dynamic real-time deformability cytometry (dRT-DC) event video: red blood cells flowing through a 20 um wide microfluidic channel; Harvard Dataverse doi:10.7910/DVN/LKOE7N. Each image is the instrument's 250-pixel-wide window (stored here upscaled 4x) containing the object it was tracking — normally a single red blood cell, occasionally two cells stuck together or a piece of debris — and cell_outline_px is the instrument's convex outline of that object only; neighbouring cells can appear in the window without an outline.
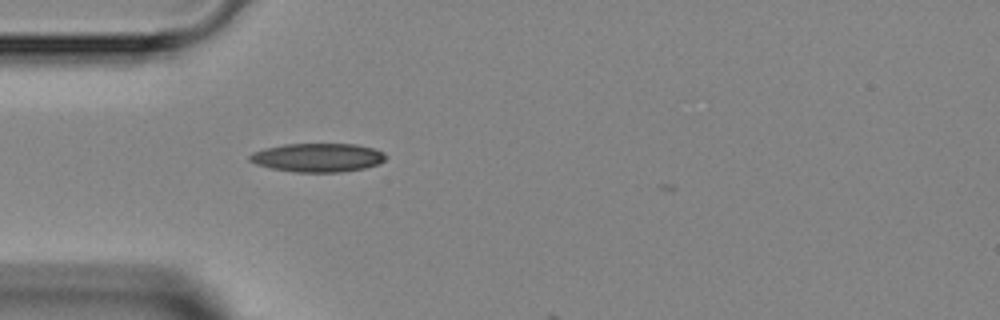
{"species": "Egyptian fruit bat (a non-hibernating species)", "species_latin": "Rousettus aegyptiacus", "temperature_condition": "room temperature", "stored_images_in_passage": 1, "camera_frame_rate_fps": 3000, "um_per_image_px": 0.085, "animal": {"sex": "female"}, "frame": {"image": 1, "passage_image": 1, "time_ms": 0.0, "image_size_px": [1000, 320], "cell_outline_px": [[388, 156], [380, 164], [364, 168], [340, 172], [296, 172], [272, 168], [256, 164], [248, 160], [248, 156], [252, 152], [264, 148], [284, 144], [356, 144], [372, 148], [384, 152]], "centroid_in_image_um": [27.01, 13.39], "position_along_channel_um": 58.0, "area_um2": 22.83}}